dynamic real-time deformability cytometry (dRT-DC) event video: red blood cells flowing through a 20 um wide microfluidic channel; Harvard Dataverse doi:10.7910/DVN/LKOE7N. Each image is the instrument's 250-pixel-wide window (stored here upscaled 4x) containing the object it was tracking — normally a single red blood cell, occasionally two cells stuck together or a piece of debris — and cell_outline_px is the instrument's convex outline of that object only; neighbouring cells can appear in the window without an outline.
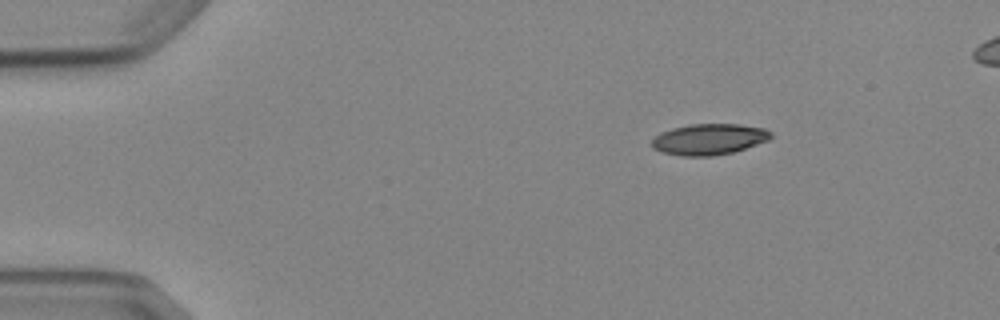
{"species": "Egyptian fruit bat (a non-hibernating species)", "species_latin": "Rousettus aegyptiacus", "temperature_condition": "cold", "stored_images_in_passage": 4, "camera_frame_rate_fps": 3000, "um_per_image_px": 0.085, "animal": {"sex": "female"}, "frame": {"image": 1, "passage_image": 1, "time_ms": 0.0, "image_size_px": [1000, 320], "cell_outline_px": [[772, 136], [768, 140], [732, 152], [712, 156], [680, 156], [664, 152], [652, 148], [652, 140], [660, 132], [672, 128], [688, 124], [740, 124], [764, 128], [772, 132]], "centroid_in_image_um": [60.25, 11.83], "position_along_channel_um": 24.7, "area_um2": 21.44}}